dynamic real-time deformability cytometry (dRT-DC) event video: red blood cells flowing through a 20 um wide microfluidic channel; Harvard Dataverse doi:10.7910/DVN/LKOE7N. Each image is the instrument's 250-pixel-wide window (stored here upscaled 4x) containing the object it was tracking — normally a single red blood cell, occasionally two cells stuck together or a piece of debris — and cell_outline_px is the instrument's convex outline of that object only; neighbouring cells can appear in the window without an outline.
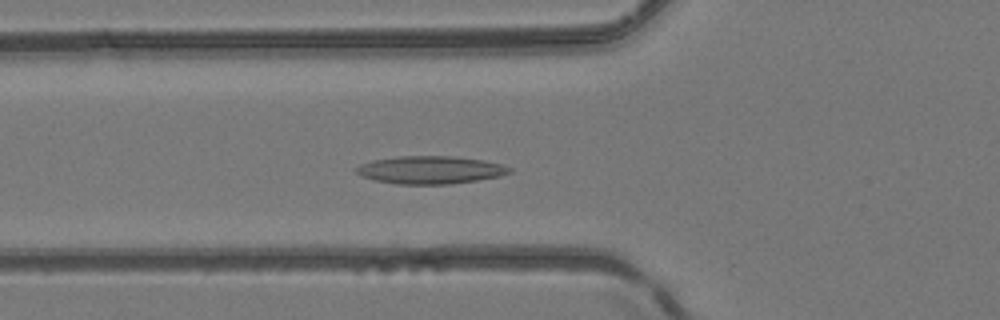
{"species": "common noctule bat (a hibernating species)", "species_latin": "Nyctalus noctula", "temperature_condition": "room temperature", "stored_images_in_passage": 51, "camera_frame_rate_fps": 3000, "um_per_image_px": 0.085, "animal": {"sex": "female", "body_mass_g": 24.6, "forearm_length_mm": 56.2}, "frame": {"image": 1, "passage_image": 19, "time_ms": 6.0, "image_size_px": [1000, 320], "cell_outline_px": [[512, 172], [500, 176], [452, 184], [396, 184], [376, 180], [360, 176], [356, 172], [356, 168], [360, 164], [372, 160], [400, 156], [448, 156], [480, 160], [504, 164], [512, 168]], "centroid_in_image_um": [36.58, 14.44], "position_along_channel_um": 89.2, "area_um2": 24.74}}
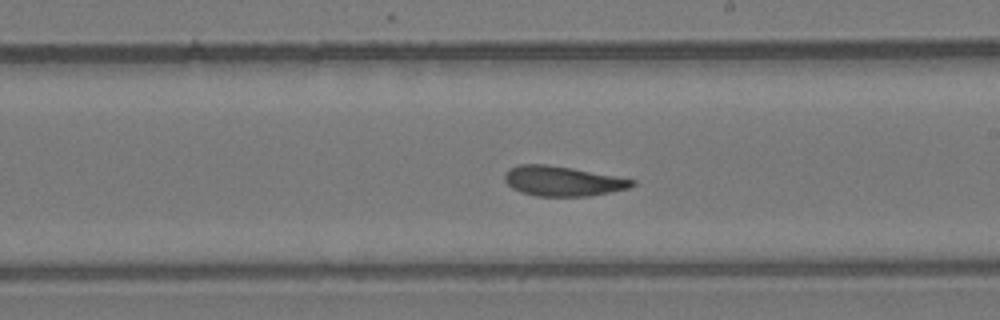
{"frame": {"image": 2, "passage_image": 30, "time_ms": 9.667, "image_size_px": [1000, 320], "cell_outline_px": [[636, 184], [628, 188], [588, 196], [536, 196], [520, 192], [512, 188], [504, 180], [504, 172], [508, 168], [520, 164], [544, 164], [572, 168], [636, 180]], "centroid_in_image_um": [47.77, 15.39], "position_along_channel_um": 241.2, "area_um2": 22.14}}
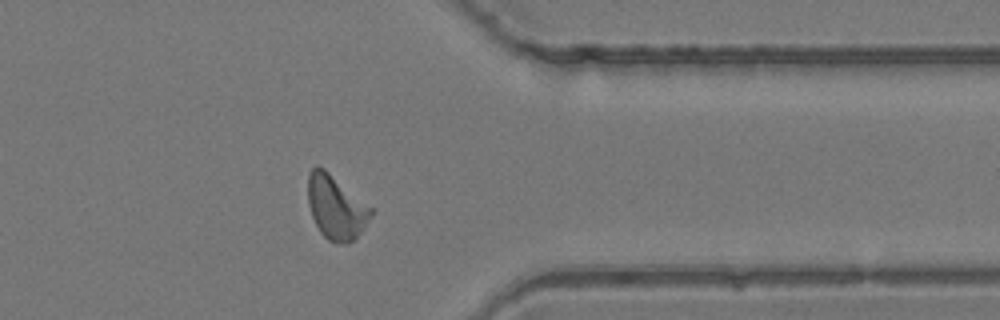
{"frame": {"image": 3, "passage_image": 41, "time_ms": 13.333, "image_size_px": [1000, 320], "cell_outline_px": [[372, 216], [360, 232], [348, 244], [328, 240], [320, 232], [312, 216], [308, 204], [308, 172], [316, 164], [324, 168], [372, 208]], "centroid_in_image_um": [28.53, 17.59], "position_along_channel_um": 382.9, "area_um2": 23.18}, "authors_computed_cell_mechanics": {"area_um2": 22.831, "velocity_mm_per_s": 4.132, "shape_relaxation_time_tau1_ms": null, "shape_relaxation_time_tau2_ms": 3.444, "deformation_change_tau1": null, "deformation_change_tau2": 0.1176}}